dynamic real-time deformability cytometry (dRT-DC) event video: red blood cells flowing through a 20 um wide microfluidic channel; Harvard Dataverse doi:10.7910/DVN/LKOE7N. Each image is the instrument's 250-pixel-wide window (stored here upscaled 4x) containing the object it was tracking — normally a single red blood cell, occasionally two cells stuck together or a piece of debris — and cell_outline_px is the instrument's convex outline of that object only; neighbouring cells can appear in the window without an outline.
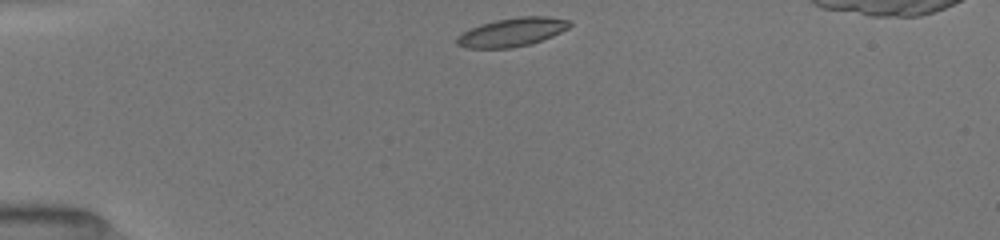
{"species": "common noctule bat (a hibernating species)", "species_latin": "Nyctalus noctula", "temperature_condition": "room temperature", "stored_images_in_passage": 39, "camera_frame_rate_fps": 3000, "um_per_image_px": 0.085, "animal": {"sex": "female", "body_mass_g": 19.5, "forearm_length_mm": 54.1}, "frame": {"image": 1, "passage_image": 1, "time_ms": 0.0, "image_size_px": [1000, 240], "cell_outline_px": [[572, 24], [568, 28], [552, 36], [532, 44], [512, 48], [464, 48], [456, 44], [456, 36], [480, 24], [496, 20], [520, 16], [548, 16], [568, 20]], "centroid_in_image_um": [43.52, 2.74], "position_along_channel_um": 41.5, "area_um2": 18.84}}
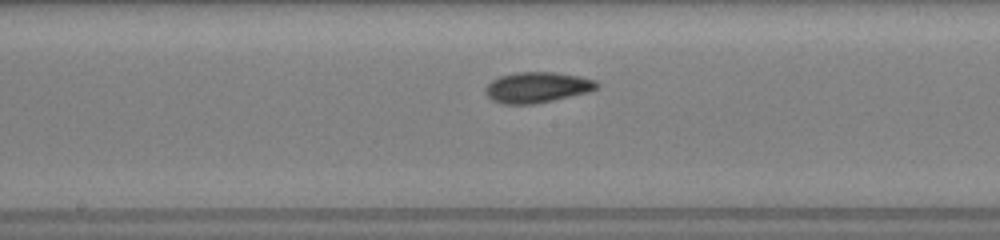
{"frame": {"image": 2, "passage_image": 16, "time_ms": 5.0, "image_size_px": [1000, 240], "cell_outline_px": [[600, 84], [596, 88], [588, 92], [552, 100], [532, 104], [500, 104], [492, 100], [484, 92], [484, 88], [492, 80], [500, 76], [516, 72], [556, 72], [580, 76], [596, 80]], "centroid_in_image_um": [45.64, 7.42], "position_along_channel_um": 202.6, "area_um2": 19.94}}
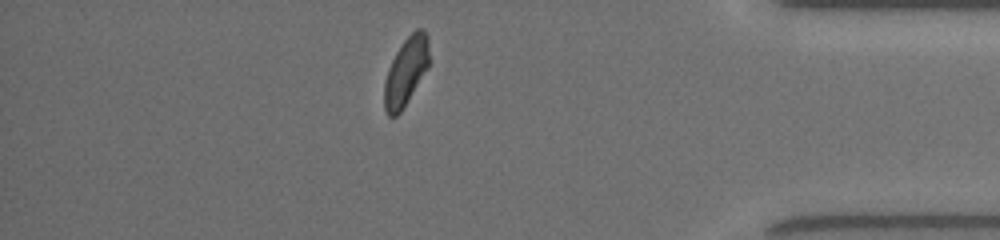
{"frame": {"image": 3, "passage_image": 33, "time_ms": 10.667, "image_size_px": [1000, 240], "cell_outline_px": [[428, 68], [400, 112], [396, 116], [388, 116], [384, 108], [384, 84], [388, 68], [396, 52], [404, 40], [416, 28], [424, 28], [428, 36]], "centroid_in_image_um": [34.5, 6.05], "position_along_channel_um": 400.7, "area_um2": 17.63}}